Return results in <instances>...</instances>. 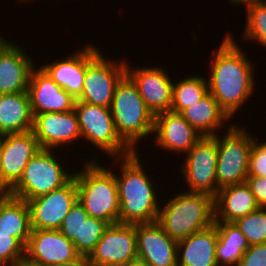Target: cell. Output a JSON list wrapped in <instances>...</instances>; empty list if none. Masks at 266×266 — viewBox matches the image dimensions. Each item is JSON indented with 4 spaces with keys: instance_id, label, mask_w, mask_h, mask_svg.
<instances>
[{
    "instance_id": "obj_1",
    "label": "cell",
    "mask_w": 266,
    "mask_h": 266,
    "mask_svg": "<svg viewBox=\"0 0 266 266\" xmlns=\"http://www.w3.org/2000/svg\"><path fill=\"white\" fill-rule=\"evenodd\" d=\"M227 32L211 60L208 81L209 93L232 119L255 89L252 60L245 55L239 43ZM253 67V68H252Z\"/></svg>"
},
{
    "instance_id": "obj_2",
    "label": "cell",
    "mask_w": 266,
    "mask_h": 266,
    "mask_svg": "<svg viewBox=\"0 0 266 266\" xmlns=\"http://www.w3.org/2000/svg\"><path fill=\"white\" fill-rule=\"evenodd\" d=\"M140 158L139 151L123 158H114L115 165H120L121 170L120 175L115 173L120 205L119 223L143 224L158 219L161 203L157 200V188L144 170Z\"/></svg>"
},
{
    "instance_id": "obj_3",
    "label": "cell",
    "mask_w": 266,
    "mask_h": 266,
    "mask_svg": "<svg viewBox=\"0 0 266 266\" xmlns=\"http://www.w3.org/2000/svg\"><path fill=\"white\" fill-rule=\"evenodd\" d=\"M90 158L82 170L74 173L77 201L89 216L111 224L119 223L120 205L114 167L98 164V158ZM85 165V166H84Z\"/></svg>"
},
{
    "instance_id": "obj_4",
    "label": "cell",
    "mask_w": 266,
    "mask_h": 266,
    "mask_svg": "<svg viewBox=\"0 0 266 266\" xmlns=\"http://www.w3.org/2000/svg\"><path fill=\"white\" fill-rule=\"evenodd\" d=\"M162 205L157 222L166 234L176 241L214 224V198L208 194L184 190Z\"/></svg>"
},
{
    "instance_id": "obj_5",
    "label": "cell",
    "mask_w": 266,
    "mask_h": 266,
    "mask_svg": "<svg viewBox=\"0 0 266 266\" xmlns=\"http://www.w3.org/2000/svg\"><path fill=\"white\" fill-rule=\"evenodd\" d=\"M110 110L118 135L138 152L137 143L153 134L155 115L145 105L136 84L127 74L116 85Z\"/></svg>"
},
{
    "instance_id": "obj_6",
    "label": "cell",
    "mask_w": 266,
    "mask_h": 266,
    "mask_svg": "<svg viewBox=\"0 0 266 266\" xmlns=\"http://www.w3.org/2000/svg\"><path fill=\"white\" fill-rule=\"evenodd\" d=\"M56 151L41 149L27 163L19 181L12 187L10 195L28 201L50 193L66 185L74 176L67 172ZM62 164V166H61Z\"/></svg>"
},
{
    "instance_id": "obj_7",
    "label": "cell",
    "mask_w": 266,
    "mask_h": 266,
    "mask_svg": "<svg viewBox=\"0 0 266 266\" xmlns=\"http://www.w3.org/2000/svg\"><path fill=\"white\" fill-rule=\"evenodd\" d=\"M237 126L231 123L224 135L217 134V193L223 187L246 182L248 177L254 136L247 127Z\"/></svg>"
},
{
    "instance_id": "obj_8",
    "label": "cell",
    "mask_w": 266,
    "mask_h": 266,
    "mask_svg": "<svg viewBox=\"0 0 266 266\" xmlns=\"http://www.w3.org/2000/svg\"><path fill=\"white\" fill-rule=\"evenodd\" d=\"M74 110L82 139L107 153V158L126 157L134 152L118 135L110 108L76 101Z\"/></svg>"
},
{
    "instance_id": "obj_9",
    "label": "cell",
    "mask_w": 266,
    "mask_h": 266,
    "mask_svg": "<svg viewBox=\"0 0 266 266\" xmlns=\"http://www.w3.org/2000/svg\"><path fill=\"white\" fill-rule=\"evenodd\" d=\"M180 173L189 192L217 195V135L203 136L183 157Z\"/></svg>"
},
{
    "instance_id": "obj_10",
    "label": "cell",
    "mask_w": 266,
    "mask_h": 266,
    "mask_svg": "<svg viewBox=\"0 0 266 266\" xmlns=\"http://www.w3.org/2000/svg\"><path fill=\"white\" fill-rule=\"evenodd\" d=\"M125 74L126 60H107L101 52L87 66L82 94L76 101L110 108L116 85Z\"/></svg>"
},
{
    "instance_id": "obj_11",
    "label": "cell",
    "mask_w": 266,
    "mask_h": 266,
    "mask_svg": "<svg viewBox=\"0 0 266 266\" xmlns=\"http://www.w3.org/2000/svg\"><path fill=\"white\" fill-rule=\"evenodd\" d=\"M138 257L136 224H111L88 256L93 266H125Z\"/></svg>"
},
{
    "instance_id": "obj_12",
    "label": "cell",
    "mask_w": 266,
    "mask_h": 266,
    "mask_svg": "<svg viewBox=\"0 0 266 266\" xmlns=\"http://www.w3.org/2000/svg\"><path fill=\"white\" fill-rule=\"evenodd\" d=\"M77 202V186L73 177L66 185L27 201L31 228L59 230L71 207Z\"/></svg>"
},
{
    "instance_id": "obj_13",
    "label": "cell",
    "mask_w": 266,
    "mask_h": 266,
    "mask_svg": "<svg viewBox=\"0 0 266 266\" xmlns=\"http://www.w3.org/2000/svg\"><path fill=\"white\" fill-rule=\"evenodd\" d=\"M167 73L160 66L132 68L126 61V74L136 84L145 105L154 115L171 110L174 82Z\"/></svg>"
},
{
    "instance_id": "obj_14",
    "label": "cell",
    "mask_w": 266,
    "mask_h": 266,
    "mask_svg": "<svg viewBox=\"0 0 266 266\" xmlns=\"http://www.w3.org/2000/svg\"><path fill=\"white\" fill-rule=\"evenodd\" d=\"M85 45L83 49L73 55L69 54L61 61L54 60L41 66L52 80L75 100L82 94L87 66L101 53L93 43Z\"/></svg>"
},
{
    "instance_id": "obj_15",
    "label": "cell",
    "mask_w": 266,
    "mask_h": 266,
    "mask_svg": "<svg viewBox=\"0 0 266 266\" xmlns=\"http://www.w3.org/2000/svg\"><path fill=\"white\" fill-rule=\"evenodd\" d=\"M32 132L41 149L64 148L62 145L82 139L75 110L34 115Z\"/></svg>"
},
{
    "instance_id": "obj_16",
    "label": "cell",
    "mask_w": 266,
    "mask_h": 266,
    "mask_svg": "<svg viewBox=\"0 0 266 266\" xmlns=\"http://www.w3.org/2000/svg\"><path fill=\"white\" fill-rule=\"evenodd\" d=\"M16 43L0 34V94H14L28 90L35 59ZM24 50V51H23Z\"/></svg>"
},
{
    "instance_id": "obj_17",
    "label": "cell",
    "mask_w": 266,
    "mask_h": 266,
    "mask_svg": "<svg viewBox=\"0 0 266 266\" xmlns=\"http://www.w3.org/2000/svg\"><path fill=\"white\" fill-rule=\"evenodd\" d=\"M27 91L33 116L74 110L76 100L56 84L41 66L33 68Z\"/></svg>"
},
{
    "instance_id": "obj_18",
    "label": "cell",
    "mask_w": 266,
    "mask_h": 266,
    "mask_svg": "<svg viewBox=\"0 0 266 266\" xmlns=\"http://www.w3.org/2000/svg\"><path fill=\"white\" fill-rule=\"evenodd\" d=\"M154 144L167 151L187 153L203 136L179 113L164 111L155 114Z\"/></svg>"
},
{
    "instance_id": "obj_19",
    "label": "cell",
    "mask_w": 266,
    "mask_h": 266,
    "mask_svg": "<svg viewBox=\"0 0 266 266\" xmlns=\"http://www.w3.org/2000/svg\"><path fill=\"white\" fill-rule=\"evenodd\" d=\"M25 253L44 266H56L80 256L73 242L59 230L32 229Z\"/></svg>"
},
{
    "instance_id": "obj_20",
    "label": "cell",
    "mask_w": 266,
    "mask_h": 266,
    "mask_svg": "<svg viewBox=\"0 0 266 266\" xmlns=\"http://www.w3.org/2000/svg\"><path fill=\"white\" fill-rule=\"evenodd\" d=\"M138 258L151 266H178L177 241L157 222L136 224Z\"/></svg>"
},
{
    "instance_id": "obj_21",
    "label": "cell",
    "mask_w": 266,
    "mask_h": 266,
    "mask_svg": "<svg viewBox=\"0 0 266 266\" xmlns=\"http://www.w3.org/2000/svg\"><path fill=\"white\" fill-rule=\"evenodd\" d=\"M41 150L32 131L2 136V167L5 181L13 187L31 158Z\"/></svg>"
},
{
    "instance_id": "obj_22",
    "label": "cell",
    "mask_w": 266,
    "mask_h": 266,
    "mask_svg": "<svg viewBox=\"0 0 266 266\" xmlns=\"http://www.w3.org/2000/svg\"><path fill=\"white\" fill-rule=\"evenodd\" d=\"M217 228L211 227L177 241L178 266H218L216 260Z\"/></svg>"
},
{
    "instance_id": "obj_23",
    "label": "cell",
    "mask_w": 266,
    "mask_h": 266,
    "mask_svg": "<svg viewBox=\"0 0 266 266\" xmlns=\"http://www.w3.org/2000/svg\"><path fill=\"white\" fill-rule=\"evenodd\" d=\"M258 207L246 182L223 187L214 198V222H235Z\"/></svg>"
},
{
    "instance_id": "obj_24",
    "label": "cell",
    "mask_w": 266,
    "mask_h": 266,
    "mask_svg": "<svg viewBox=\"0 0 266 266\" xmlns=\"http://www.w3.org/2000/svg\"><path fill=\"white\" fill-rule=\"evenodd\" d=\"M32 127L28 91L0 94V136L29 132Z\"/></svg>"
},
{
    "instance_id": "obj_25",
    "label": "cell",
    "mask_w": 266,
    "mask_h": 266,
    "mask_svg": "<svg viewBox=\"0 0 266 266\" xmlns=\"http://www.w3.org/2000/svg\"><path fill=\"white\" fill-rule=\"evenodd\" d=\"M31 230L27 201L12 195H0V235L14 237L26 247Z\"/></svg>"
},
{
    "instance_id": "obj_26",
    "label": "cell",
    "mask_w": 266,
    "mask_h": 266,
    "mask_svg": "<svg viewBox=\"0 0 266 266\" xmlns=\"http://www.w3.org/2000/svg\"><path fill=\"white\" fill-rule=\"evenodd\" d=\"M202 136H215L223 126L229 123L230 117L219 106L211 93L179 113ZM228 121V122H227ZM225 122V123H224Z\"/></svg>"
},
{
    "instance_id": "obj_27",
    "label": "cell",
    "mask_w": 266,
    "mask_h": 266,
    "mask_svg": "<svg viewBox=\"0 0 266 266\" xmlns=\"http://www.w3.org/2000/svg\"><path fill=\"white\" fill-rule=\"evenodd\" d=\"M217 228L216 260L218 266H237L249 248L245 236L234 222H214Z\"/></svg>"
},
{
    "instance_id": "obj_28",
    "label": "cell",
    "mask_w": 266,
    "mask_h": 266,
    "mask_svg": "<svg viewBox=\"0 0 266 266\" xmlns=\"http://www.w3.org/2000/svg\"><path fill=\"white\" fill-rule=\"evenodd\" d=\"M173 83L171 111L180 113L183 109L198 103L208 93V81L205 76H188Z\"/></svg>"
},
{
    "instance_id": "obj_29",
    "label": "cell",
    "mask_w": 266,
    "mask_h": 266,
    "mask_svg": "<svg viewBox=\"0 0 266 266\" xmlns=\"http://www.w3.org/2000/svg\"><path fill=\"white\" fill-rule=\"evenodd\" d=\"M246 6L244 41L256 42L266 48V1L250 2Z\"/></svg>"
},
{
    "instance_id": "obj_30",
    "label": "cell",
    "mask_w": 266,
    "mask_h": 266,
    "mask_svg": "<svg viewBox=\"0 0 266 266\" xmlns=\"http://www.w3.org/2000/svg\"><path fill=\"white\" fill-rule=\"evenodd\" d=\"M234 223L245 236L249 246L266 243V207H258Z\"/></svg>"
},
{
    "instance_id": "obj_31",
    "label": "cell",
    "mask_w": 266,
    "mask_h": 266,
    "mask_svg": "<svg viewBox=\"0 0 266 266\" xmlns=\"http://www.w3.org/2000/svg\"><path fill=\"white\" fill-rule=\"evenodd\" d=\"M109 225L104 220L88 216L87 220L81 223L80 240L72 241L77 252L81 256H89Z\"/></svg>"
},
{
    "instance_id": "obj_32",
    "label": "cell",
    "mask_w": 266,
    "mask_h": 266,
    "mask_svg": "<svg viewBox=\"0 0 266 266\" xmlns=\"http://www.w3.org/2000/svg\"><path fill=\"white\" fill-rule=\"evenodd\" d=\"M88 216L85 208L77 201L64 218L59 231L70 241L80 240L81 223L86 221Z\"/></svg>"
},
{
    "instance_id": "obj_33",
    "label": "cell",
    "mask_w": 266,
    "mask_h": 266,
    "mask_svg": "<svg viewBox=\"0 0 266 266\" xmlns=\"http://www.w3.org/2000/svg\"><path fill=\"white\" fill-rule=\"evenodd\" d=\"M24 254L25 246L18 239L0 235V266H9L16 258Z\"/></svg>"
},
{
    "instance_id": "obj_34",
    "label": "cell",
    "mask_w": 266,
    "mask_h": 266,
    "mask_svg": "<svg viewBox=\"0 0 266 266\" xmlns=\"http://www.w3.org/2000/svg\"><path fill=\"white\" fill-rule=\"evenodd\" d=\"M258 141L254 138L250 150L248 176L266 177V141L262 143Z\"/></svg>"
},
{
    "instance_id": "obj_35",
    "label": "cell",
    "mask_w": 266,
    "mask_h": 266,
    "mask_svg": "<svg viewBox=\"0 0 266 266\" xmlns=\"http://www.w3.org/2000/svg\"><path fill=\"white\" fill-rule=\"evenodd\" d=\"M237 266H266V243L249 246Z\"/></svg>"
},
{
    "instance_id": "obj_36",
    "label": "cell",
    "mask_w": 266,
    "mask_h": 266,
    "mask_svg": "<svg viewBox=\"0 0 266 266\" xmlns=\"http://www.w3.org/2000/svg\"><path fill=\"white\" fill-rule=\"evenodd\" d=\"M246 183L249 185L257 205L266 207V177L248 176Z\"/></svg>"
},
{
    "instance_id": "obj_37",
    "label": "cell",
    "mask_w": 266,
    "mask_h": 266,
    "mask_svg": "<svg viewBox=\"0 0 266 266\" xmlns=\"http://www.w3.org/2000/svg\"><path fill=\"white\" fill-rule=\"evenodd\" d=\"M12 187L5 181L2 167V136H0V195H10Z\"/></svg>"
},
{
    "instance_id": "obj_38",
    "label": "cell",
    "mask_w": 266,
    "mask_h": 266,
    "mask_svg": "<svg viewBox=\"0 0 266 266\" xmlns=\"http://www.w3.org/2000/svg\"><path fill=\"white\" fill-rule=\"evenodd\" d=\"M9 266H44L38 261L31 259L26 253L16 258Z\"/></svg>"
},
{
    "instance_id": "obj_39",
    "label": "cell",
    "mask_w": 266,
    "mask_h": 266,
    "mask_svg": "<svg viewBox=\"0 0 266 266\" xmlns=\"http://www.w3.org/2000/svg\"><path fill=\"white\" fill-rule=\"evenodd\" d=\"M56 266H93V265L89 261L88 256L80 255L77 259L73 261L62 263Z\"/></svg>"
},
{
    "instance_id": "obj_40",
    "label": "cell",
    "mask_w": 266,
    "mask_h": 266,
    "mask_svg": "<svg viewBox=\"0 0 266 266\" xmlns=\"http://www.w3.org/2000/svg\"><path fill=\"white\" fill-rule=\"evenodd\" d=\"M125 266H151L149 263H147L146 261L140 259V258H136L134 260H131L127 265Z\"/></svg>"
},
{
    "instance_id": "obj_41",
    "label": "cell",
    "mask_w": 266,
    "mask_h": 266,
    "mask_svg": "<svg viewBox=\"0 0 266 266\" xmlns=\"http://www.w3.org/2000/svg\"><path fill=\"white\" fill-rule=\"evenodd\" d=\"M260 1H266V0H229L230 3H232V5H245L247 3H250V2H260ZM243 3V4H242Z\"/></svg>"
}]
</instances>
